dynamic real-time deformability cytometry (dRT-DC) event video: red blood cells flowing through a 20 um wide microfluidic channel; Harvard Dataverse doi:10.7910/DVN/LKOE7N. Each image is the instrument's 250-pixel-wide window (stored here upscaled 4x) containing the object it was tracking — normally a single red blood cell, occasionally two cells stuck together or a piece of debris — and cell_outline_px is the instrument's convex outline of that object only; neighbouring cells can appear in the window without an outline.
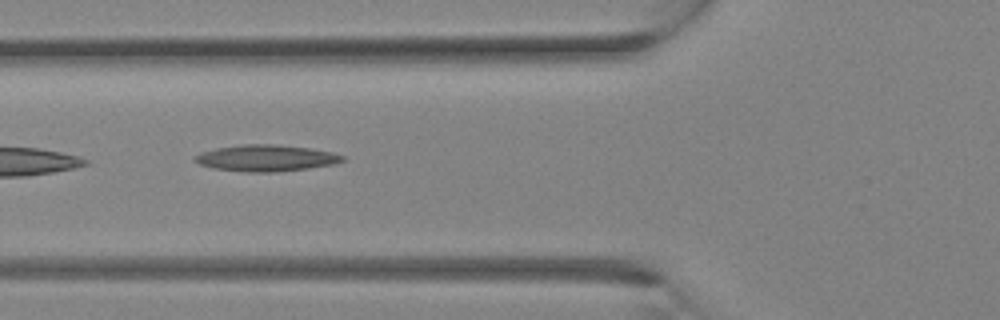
{"species": "Egyptian fruit bat (a non-hibernating species)", "species_latin": "Rousettus aegyptiacus", "temperature_condition": "room temperature", "stored_images_in_passage": 13, "camera_frame_rate_fps": 3000, "um_per_image_px": 0.085, "animal": {"sex": "female"}, "frame": {"image": 1, "passage_image": 11, "time_ms": 3.333, "image_size_px": [1000, 320], "cell_outline_px": [[344, 160], [336, 164], [308, 168], [276, 172], [244, 172], [212, 168], [200, 164], [192, 160], [192, 156], [200, 152], [216, 148], [244, 144], [276, 144], [312, 148], [332, 152], [344, 156]], "centroid_in_image_um": [22.59, 13.43], "position_along_channel_um": 103.2, "area_um2": 23.0}}